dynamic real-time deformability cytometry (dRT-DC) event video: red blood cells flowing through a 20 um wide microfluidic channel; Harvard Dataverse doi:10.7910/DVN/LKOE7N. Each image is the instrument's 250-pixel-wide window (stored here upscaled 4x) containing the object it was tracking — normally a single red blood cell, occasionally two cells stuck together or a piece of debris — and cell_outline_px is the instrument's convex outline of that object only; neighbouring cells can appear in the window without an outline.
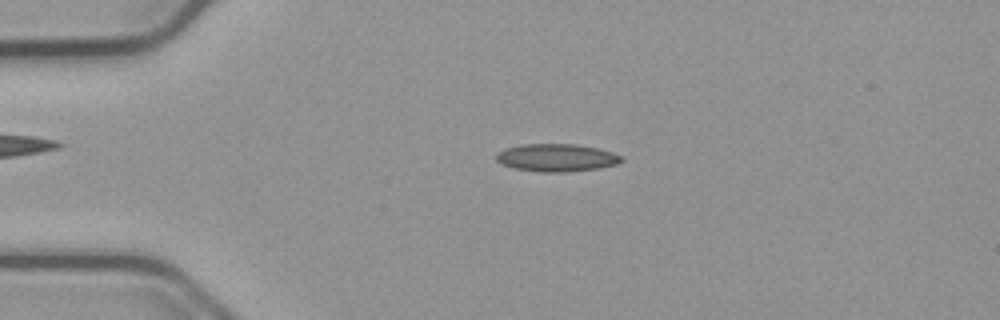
{"species": "common noctule bat (a hibernating species)", "species_latin": "Nyctalus noctula", "temperature_condition": "cold", "stored_images_in_passage": 55, "camera_frame_rate_fps": 3000, "um_per_image_px": 0.085, "animal": {"sex": "male", "body_mass_g": 23.1, "forearm_length_mm": 52.7}, "frame": {"image": 1, "passage_image": 13, "time_ms": 4.0, "image_size_px": [1000, 320], "cell_outline_px": [[624, 160], [616, 164], [596, 168], [568, 172], [540, 172], [516, 168], [500, 164], [496, 160], [496, 152], [504, 148], [524, 144], [576, 144], [596, 148], [612, 152], [620, 156]], "centroid_in_image_um": [47.26, 13.4], "position_along_channel_um": 37.7, "area_um2": 20.11}}
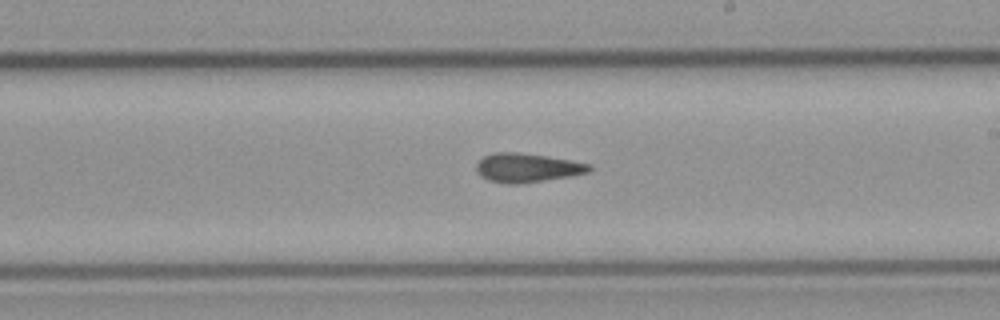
{"frame": {"image": 2, "passage_image": 32, "time_ms": 10.333, "image_size_px": [1000, 320], "cell_outline_px": [[592, 168], [588, 172], [572, 176], [520, 184], [508, 184], [488, 180], [480, 176], [476, 172], [476, 164], [484, 156], [492, 152], [516, 152], [544, 156], [592, 164]], "centroid_in_image_um": [44.78, 14.27], "position_along_channel_um": 244.2, "area_um2": 19.07}}
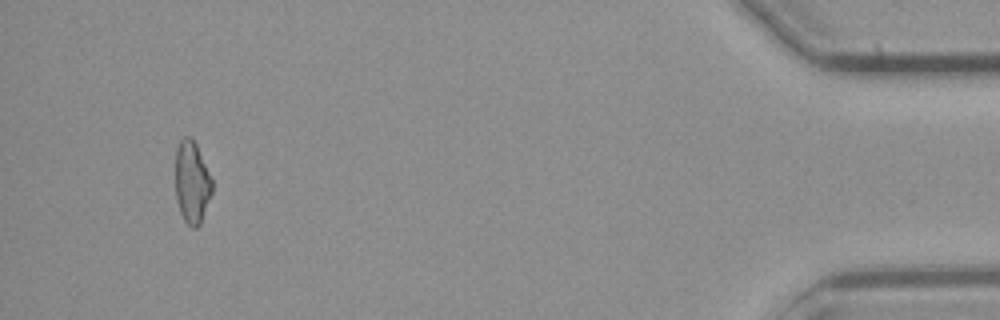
{"frame": {"image": 3, "passage_image": 52, "time_ms": 17.0, "image_size_px": [1000, 320], "cell_outline_px": [[212, 192], [200, 224], [196, 228], [192, 228], [184, 220], [180, 212], [176, 200], [176, 148], [180, 140], [184, 136], [192, 136], [196, 144], [212, 180]], "centroid_in_image_um": [16.3, 15.48], "position_along_channel_um": 418.9, "area_um2": 17.51}, "authors_computed_cell_mechanics": {"area_um2": 18.6116, "velocity_mm_per_s": 3.7817, "shape_relaxation_time_tau1_ms": null, "shape_relaxation_time_tau2_ms": 4.3969, "deformation_change_tau1": null, "deformation_change_tau2": 0.1315}}